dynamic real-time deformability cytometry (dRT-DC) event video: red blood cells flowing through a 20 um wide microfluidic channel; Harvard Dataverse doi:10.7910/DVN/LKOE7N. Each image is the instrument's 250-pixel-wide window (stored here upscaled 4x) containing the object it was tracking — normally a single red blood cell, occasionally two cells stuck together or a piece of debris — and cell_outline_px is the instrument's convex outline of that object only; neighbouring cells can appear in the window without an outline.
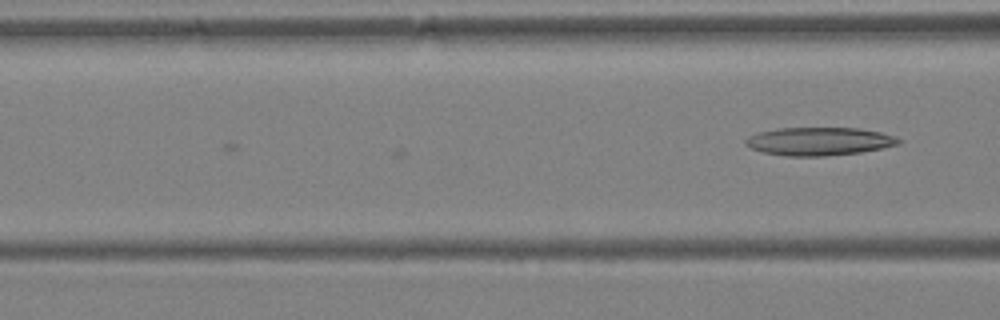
{"species": "Egyptian fruit bat (a non-hibernating species)", "species_latin": "Rousettus aegyptiacus", "temperature_condition": "warm", "stored_images_in_passage": 5, "camera_frame_rate_fps": 3000, "um_per_image_px": 0.085, "animal": {"sex": "female"}, "frame": {"image": 1, "passage_image": 5, "time_ms": 1.333, "image_size_px": [1000, 320], "cell_outline_px": [[904, 140], [900, 144], [860, 152], [824, 156], [784, 156], [764, 152], [752, 148], [744, 144], [744, 140], [748, 136], [760, 132], [780, 128], [860, 128], [880, 132]], "centroid_in_image_um": [69.62, 12.01], "position_along_channel_um": 97.0, "area_um2": 24.97}}